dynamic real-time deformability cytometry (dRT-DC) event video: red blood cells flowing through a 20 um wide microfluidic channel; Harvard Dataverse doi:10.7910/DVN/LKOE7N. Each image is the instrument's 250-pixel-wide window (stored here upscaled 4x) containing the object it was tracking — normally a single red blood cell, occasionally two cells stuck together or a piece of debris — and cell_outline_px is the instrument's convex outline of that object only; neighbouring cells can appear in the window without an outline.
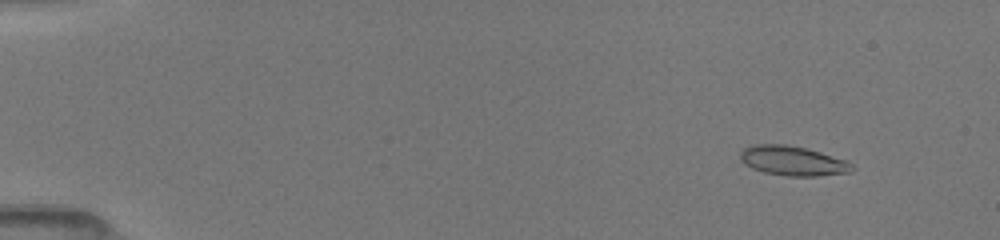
{"species": "common noctule bat (a hibernating species)", "species_latin": "Nyctalus noctula", "temperature_condition": "room temperature", "stored_images_in_passage": 52, "camera_frame_rate_fps": 3000, "um_per_image_px": 0.085, "animal": {"sex": "female", "body_mass_g": 19.5, "forearm_length_mm": 54.1}, "frame": {"image": 1, "passage_image": 6, "time_ms": 1.667, "image_size_px": [1000, 240], "cell_outline_px": [[856, 168], [852, 172], [816, 176], [788, 176], [764, 172], [752, 168], [744, 164], [740, 160], [740, 152], [744, 148], [756, 144], [784, 144], [804, 148], [820, 152], [844, 160], [852, 164]], "centroid_in_image_um": [67.37, 13.68], "position_along_channel_um": 17.6, "area_um2": 19.19}}
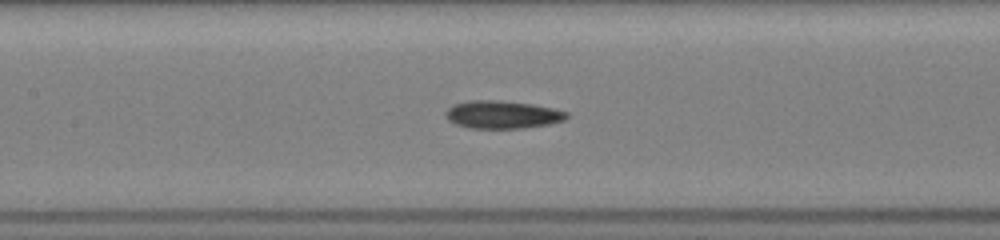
{"frame": {"image": 2, "passage_image": 26, "time_ms": 8.333, "image_size_px": [1000, 240], "cell_outline_px": [[568, 116], [564, 120], [548, 124], [520, 128], [468, 128], [456, 124], [448, 120], [444, 112], [452, 104], [468, 100], [500, 100], [532, 104], [552, 108], [568, 112]], "centroid_in_image_um": [42.65, 9.73], "position_along_channel_um": 164.7, "area_um2": 19.65}}
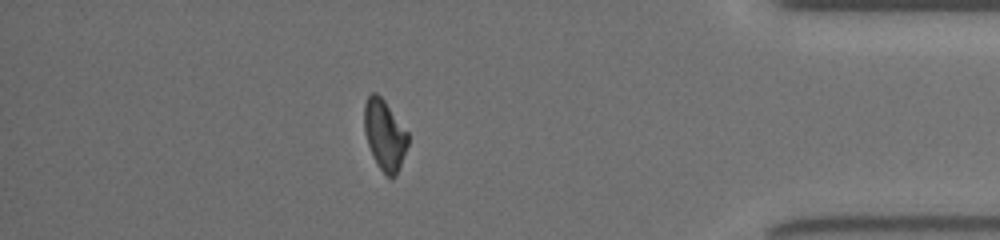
{"frame": {"image": 3, "passage_image": 46, "time_ms": 15.0, "image_size_px": [1000, 240], "cell_outline_px": [[408, 144], [396, 176], [392, 180], [380, 168], [372, 156], [364, 132], [364, 104], [368, 96], [372, 92], [376, 92], [384, 100], [408, 132]], "centroid_in_image_um": [32.68, 11.46], "position_along_channel_um": 402.5, "area_um2": 17.86}, "authors_computed_cell_mechanics": {"area_um2": 18.785, "velocity_mm_per_s": 4.0612, "shape_relaxation_time_tau1_ms": 4.8375, "shape_relaxation_time_tau2_ms": 3.1171, "deformation_change_tau1": 0.149, "deformation_change_tau2": 0.1045}}